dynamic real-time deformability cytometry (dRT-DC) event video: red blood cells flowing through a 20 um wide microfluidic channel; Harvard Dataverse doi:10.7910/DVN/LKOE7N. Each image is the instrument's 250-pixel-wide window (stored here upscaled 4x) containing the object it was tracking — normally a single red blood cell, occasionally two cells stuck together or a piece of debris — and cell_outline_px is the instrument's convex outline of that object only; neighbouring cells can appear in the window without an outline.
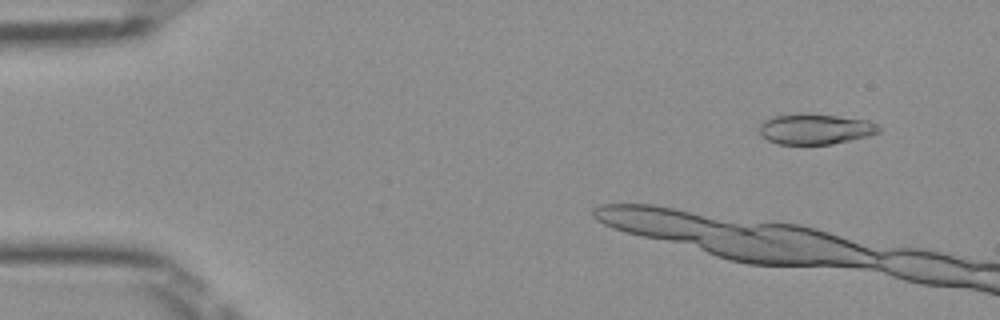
{"species": "Egyptian fruit bat (a non-hibernating species)", "species_latin": "Rousettus aegyptiacus", "temperature_condition": "room temperature", "stored_images_in_passage": 11, "camera_frame_rate_fps": 3000, "um_per_image_px": 0.085, "frame": {"image": 1, "passage_image": 5, "time_ms": 1.333, "image_size_px": [1000, 320], "cell_outline_px": [[880, 132], [868, 136], [832, 144], [776, 144], [760, 136], [760, 124], [764, 120], [772, 116], [804, 112], [868, 120], [876, 124], [880, 128]], "centroid_in_image_um": [69.26, 10.96], "position_along_channel_um": 15.7, "area_um2": 21.44}}